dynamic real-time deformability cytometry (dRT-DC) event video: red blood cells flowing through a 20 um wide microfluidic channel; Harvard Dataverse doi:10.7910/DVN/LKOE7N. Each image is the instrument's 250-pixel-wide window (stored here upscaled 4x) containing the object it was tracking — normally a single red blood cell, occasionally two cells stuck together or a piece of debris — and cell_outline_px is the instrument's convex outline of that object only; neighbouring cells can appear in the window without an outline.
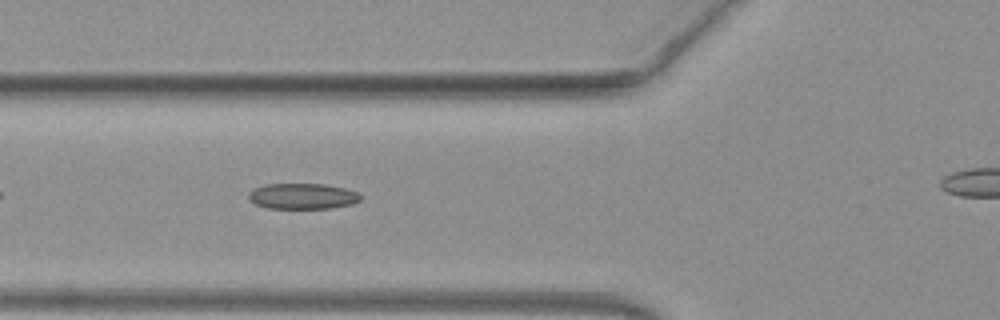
{"species": "common noctule bat (a hibernating species)", "species_latin": "Nyctalus noctula", "temperature_condition": "warm", "stored_images_in_passage": 32, "camera_frame_rate_fps": 3000, "um_per_image_px": 0.085, "animal": {"sex": "female", "body_mass_g": 19.3, "forearm_length_mm": 54.1}, "frame": {"image": 1, "passage_image": 6, "time_ms": 1.667, "image_size_px": [1000, 320], "cell_outline_px": [[360, 200], [352, 204], [332, 208], [268, 208], [256, 204], [248, 200], [248, 192], [264, 184], [324, 184], [344, 188], [356, 192], [360, 196]], "centroid_in_image_um": [25.69, 16.67], "position_along_channel_um": 100.1, "area_um2": 16.7}}
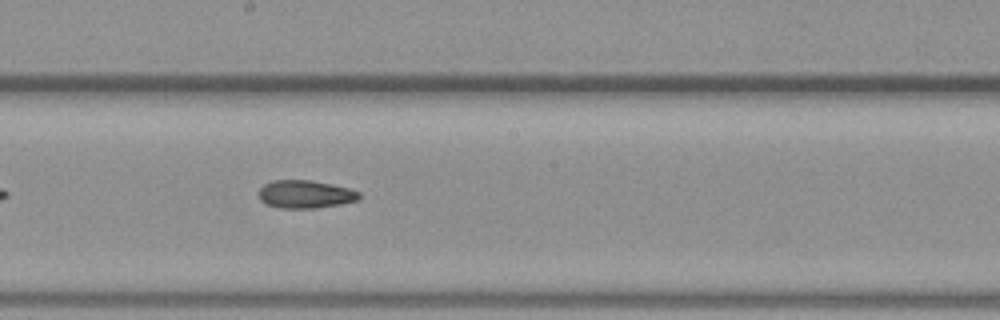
{"frame": {"image": 2, "passage_image": 15, "time_ms": 4.667, "image_size_px": [1000, 320], "cell_outline_px": [[360, 196], [356, 200], [340, 204], [316, 208], [280, 208], [264, 204], [260, 200], [256, 192], [264, 184], [272, 180], [312, 180], [332, 184], [348, 188], [360, 192]], "centroid_in_image_um": [25.88, 16.5], "position_along_channel_um": 222.3, "area_um2": 16.53}}
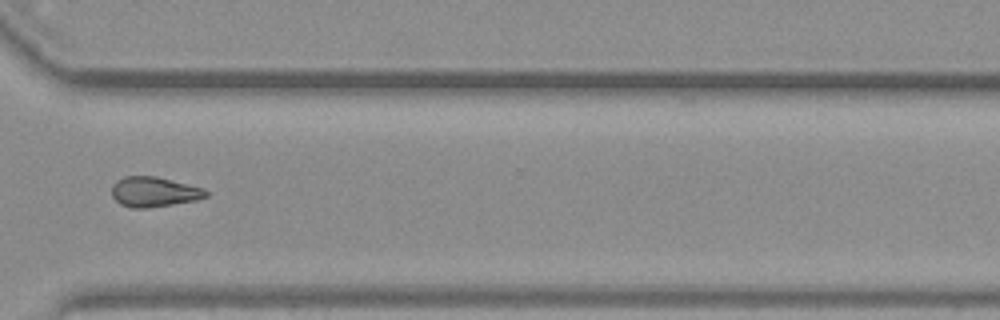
{"frame": {"image": 3, "passage_image": 25, "time_ms": 8.0, "image_size_px": [1000, 320], "cell_outline_px": [[208, 196], [196, 200], [148, 208], [132, 208], [120, 204], [112, 196], [112, 184], [116, 180], [124, 176], [156, 176], [204, 188], [208, 192]], "centroid_in_image_um": [13.08, 16.3], "position_along_channel_um": 357.5, "area_um2": 16.53}, "authors_computed_cell_mechanics": {"area_um2": 16.5308, "velocity_mm_per_s": 4.0635, "shape_relaxation_time_tau1_ms": null, "shape_relaxation_time_tau2_ms": 4.0141, "deformation_change_tau1": null, "deformation_change_tau2": 0.1048}}